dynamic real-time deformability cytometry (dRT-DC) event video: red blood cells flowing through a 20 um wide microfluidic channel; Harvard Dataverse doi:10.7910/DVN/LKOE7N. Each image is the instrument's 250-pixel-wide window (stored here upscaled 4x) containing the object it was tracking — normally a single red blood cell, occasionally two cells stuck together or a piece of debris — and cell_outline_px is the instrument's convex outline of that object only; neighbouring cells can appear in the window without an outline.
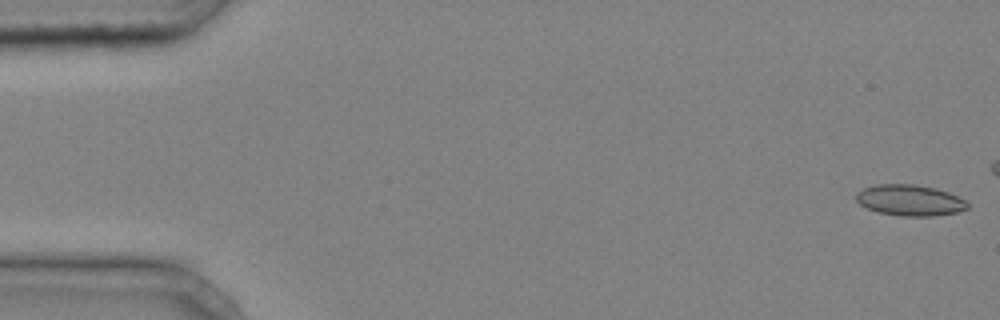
{"species": "common noctule bat (a hibernating species)", "species_latin": "Nyctalus noctula", "temperature_condition": "cold", "stored_images_in_passage": 39, "camera_frame_rate_fps": 3000, "um_per_image_px": 0.085, "animal": {"sex": "male", "body_mass_g": 20.4}, "frame": {"image": 1, "passage_image": 1, "time_ms": 0.0, "image_size_px": [1000, 320], "cell_outline_px": [[968, 208], [956, 212], [932, 216], [900, 216], [876, 212], [860, 204], [856, 200], [856, 192], [864, 188], [876, 184], [912, 184], [936, 188], [948, 192], [964, 200], [968, 204]], "centroid_in_image_um": [77.3, 17.02], "position_along_channel_um": 7.7, "area_um2": 20.06}}
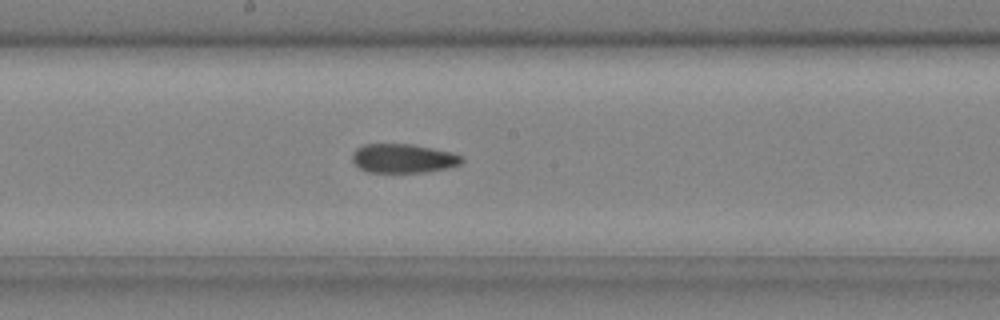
{"frame": {"image": 2, "passage_image": 25, "time_ms": 8.0, "image_size_px": [1000, 320], "cell_outline_px": [[464, 160], [460, 164], [448, 168], [424, 172], [368, 172], [360, 168], [352, 160], [352, 152], [356, 148], [364, 144], [412, 144], [452, 152], [464, 156]], "centroid_in_image_um": [34.29, 13.46], "position_along_channel_um": 213.9, "area_um2": 18.61}}
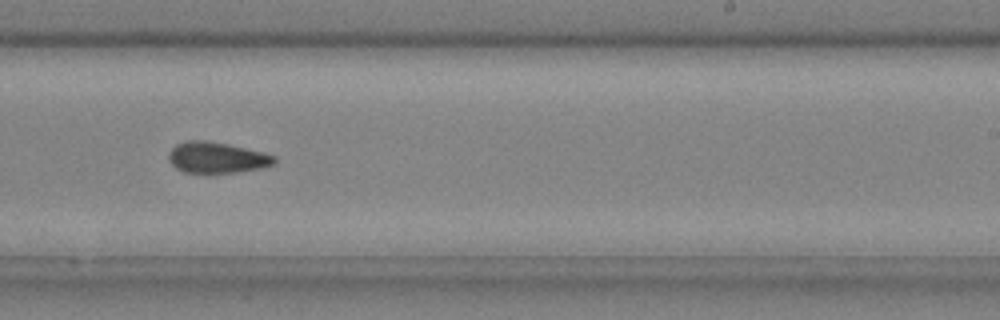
{"frame": {"image": 3, "passage_image": 29, "time_ms": 9.333, "image_size_px": [1000, 320], "cell_outline_px": [[276, 160], [272, 164], [260, 168], [236, 172], [184, 172], [176, 168], [168, 160], [168, 156], [172, 148], [176, 144], [184, 140], [204, 140], [228, 144], [264, 152], [276, 156]], "centroid_in_image_um": [18.41, 13.37], "position_along_channel_um": 270.6, "area_um2": 18.96}}